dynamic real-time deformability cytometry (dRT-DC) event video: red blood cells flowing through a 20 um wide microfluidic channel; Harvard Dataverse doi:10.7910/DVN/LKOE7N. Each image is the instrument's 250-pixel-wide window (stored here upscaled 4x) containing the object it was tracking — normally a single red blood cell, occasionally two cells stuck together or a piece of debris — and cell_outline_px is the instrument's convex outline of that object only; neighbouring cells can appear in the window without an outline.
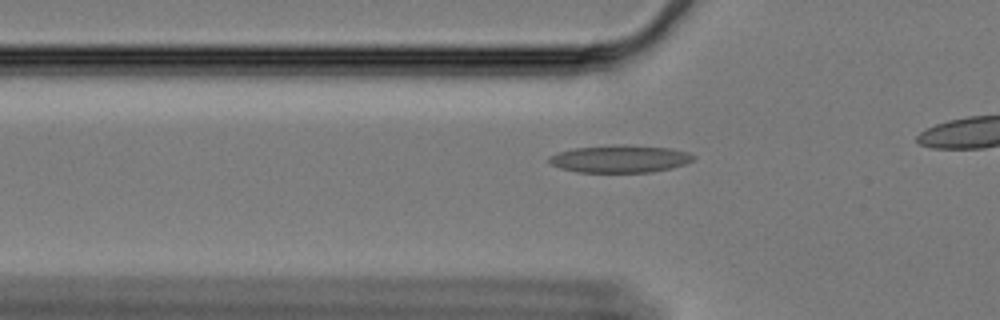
{"species": "Egyptian fruit bat (a non-hibernating species)", "species_latin": "Rousettus aegyptiacus", "temperature_condition": "cold", "stored_images_in_passage": 42, "camera_frame_rate_fps": 3000, "um_per_image_px": 0.085, "animal": {"sex": "female"}, "frame": {"image": 1, "passage_image": 13, "time_ms": 4.0, "image_size_px": [1000, 320], "cell_outline_px": [[696, 156], [692, 160], [684, 164], [672, 168], [652, 172], [576, 172], [560, 168], [552, 164], [548, 160], [548, 156], [572, 148], [616, 144], [624, 144], [672, 148], [688, 152]], "centroid_in_image_um": [52.7, 13.49], "position_along_channel_um": 73.1, "area_um2": 23.29}}
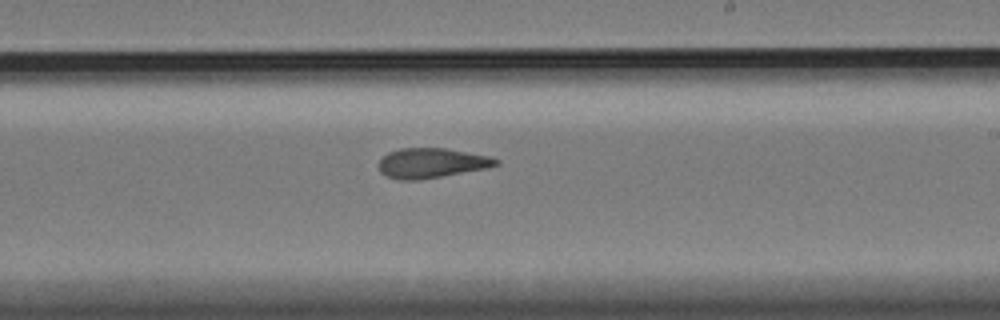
{"frame": {"image": 2, "passage_image": 29, "time_ms": 9.333, "image_size_px": [1000, 320], "cell_outline_px": [[500, 164], [488, 168], [420, 180], [400, 180], [388, 176], [380, 172], [376, 164], [388, 152], [400, 148], [444, 148], [492, 156], [500, 160]], "centroid_in_image_um": [36.69, 13.86], "position_along_channel_um": 252.3, "area_um2": 20.63}}
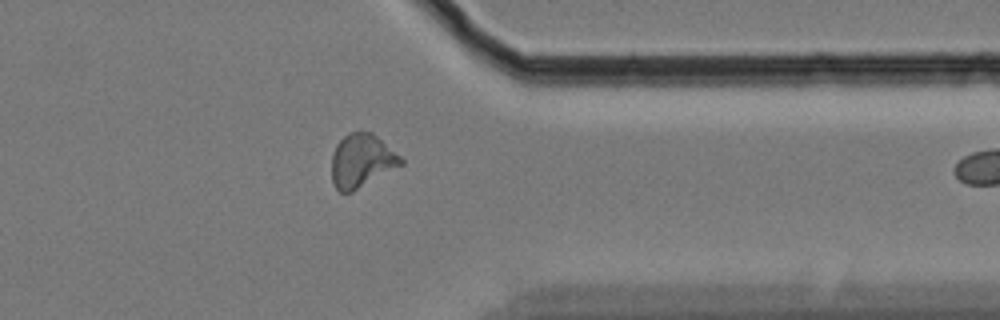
{"frame": {"image": 3, "passage_image": 41, "time_ms": 13.333, "image_size_px": [1000, 320], "cell_outline_px": [[404, 164], [352, 192], [340, 192], [336, 188], [332, 180], [332, 152], [336, 144], [348, 132], [360, 128], [372, 132], [400, 156], [404, 160]], "centroid_in_image_um": [30.73, 13.62], "position_along_channel_um": 380.7, "area_um2": 21.85}}